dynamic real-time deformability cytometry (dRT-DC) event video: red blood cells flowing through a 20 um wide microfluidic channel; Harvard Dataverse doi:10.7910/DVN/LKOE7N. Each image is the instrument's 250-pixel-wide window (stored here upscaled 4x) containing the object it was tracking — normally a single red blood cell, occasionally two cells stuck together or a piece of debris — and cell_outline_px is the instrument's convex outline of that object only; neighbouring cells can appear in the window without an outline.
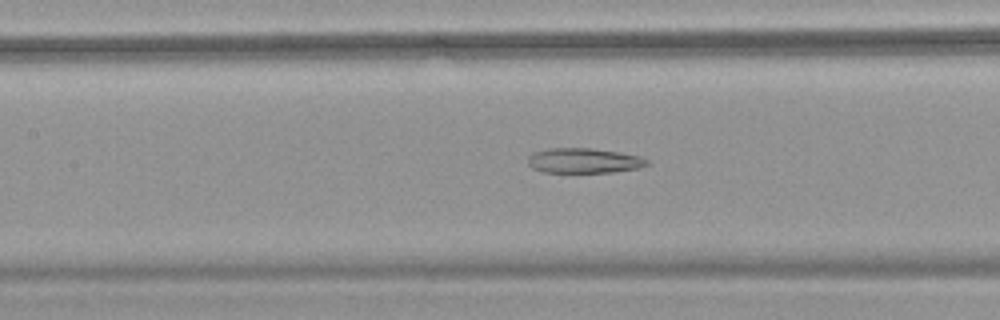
{"species": "common noctule bat (a hibernating species)", "species_latin": "Nyctalus noctula", "temperature_condition": "warm", "stored_images_in_passage": 49, "camera_frame_rate_fps": 3000, "um_per_image_px": 0.085, "animal": {"sex": "female", "body_mass_g": 18.4}, "frame": {"image": 1, "passage_image": 21, "time_ms": 6.667, "image_size_px": [1000, 320], "cell_outline_px": [[648, 164], [640, 168], [612, 172], [544, 172], [532, 168], [528, 164], [528, 156], [532, 152], [548, 148], [592, 148], [640, 156], [648, 160]], "centroid_in_image_um": [49.6, 13.65], "position_along_channel_um": 157.8, "area_um2": 17.34}}
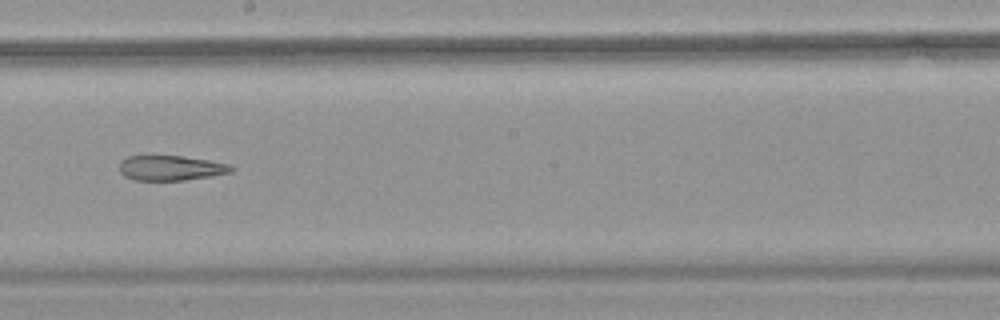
{"frame": {"image": 2, "passage_image": 27, "time_ms": 8.667, "image_size_px": [1000, 320], "cell_outline_px": [[232, 172], [212, 176], [184, 180], [132, 180], [124, 176], [120, 172], [120, 160], [128, 156], [180, 156], [208, 160], [228, 164], [232, 168]], "centroid_in_image_um": [14.47, 14.28], "position_along_channel_um": 233.7, "area_um2": 16.18}}
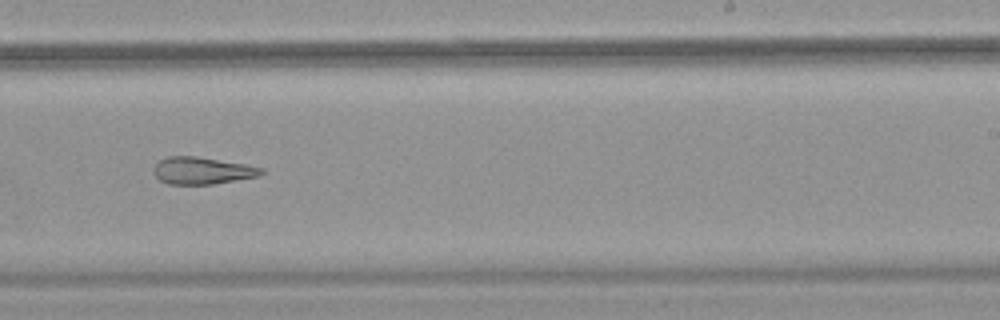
{"frame": {"image": 3, "passage_image": 30, "time_ms": 9.667, "image_size_px": [1000, 320], "cell_outline_px": [[264, 172], [260, 176], [212, 184], [168, 184], [160, 180], [152, 172], [152, 168], [160, 160], [168, 156], [196, 156], [244, 164], [264, 168]], "centroid_in_image_um": [17.17, 14.5], "position_along_channel_um": 271.8, "area_um2": 16.99}, "authors_computed_cell_mechanics": {"area_um2": 21.9062, "velocity_mm_per_s": 3.8275, "shape_relaxation_time_tau1_ms": null, "shape_relaxation_time_tau2_ms": 7.7593, "deformation_change_tau1": null, "deformation_change_tau2": 0.2318}}